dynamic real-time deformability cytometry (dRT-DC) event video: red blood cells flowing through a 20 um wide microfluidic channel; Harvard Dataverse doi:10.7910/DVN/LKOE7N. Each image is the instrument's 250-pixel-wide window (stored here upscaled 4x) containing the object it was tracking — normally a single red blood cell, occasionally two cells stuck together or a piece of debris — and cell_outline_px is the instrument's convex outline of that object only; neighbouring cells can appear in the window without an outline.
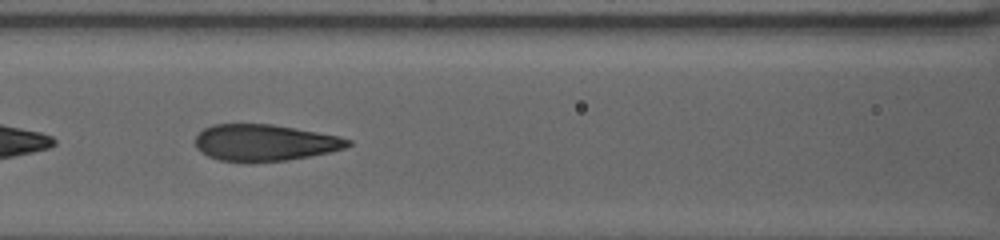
{"species": "human", "species_latin": "Homo sapiens", "temperature_condition": "warm", "stored_images_in_passage": 52, "segment_of_instrument_passage": [2, 2], "camera_frame_rate_fps": 3000, "um_per_image_px": 0.085, "donor": {"sex": "female"}, "frame": {"image": 1, "passage_image": 18, "time_ms": 13.0, "image_size_px": [1000, 240], "cell_outline_px": [[352, 144], [344, 148], [328, 152], [288, 160], [252, 164], [220, 160], [208, 156], [200, 152], [196, 148], [196, 136], [204, 128], [212, 124], [272, 124], [296, 128], [340, 136], [352, 140]], "centroid_in_image_um": [22.48, 12.14], "position_along_channel_um": 144.1, "area_um2": 32.95}}
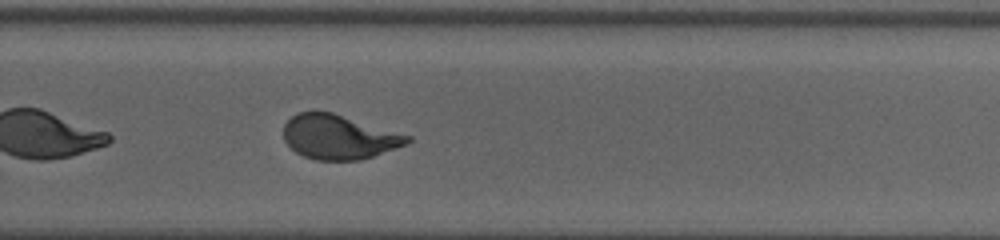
{"frame": {"image": 2, "passage_image": 36, "time_ms": 19.0, "image_size_px": [1000, 240], "cell_outline_px": [[412, 140], [408, 144], [360, 160], [316, 160], [304, 156], [296, 152], [284, 140], [284, 124], [296, 112], [332, 112], [412, 136]], "centroid_in_image_um": [28.82, 11.64], "position_along_channel_um": 301.0, "area_um2": 31.91}}
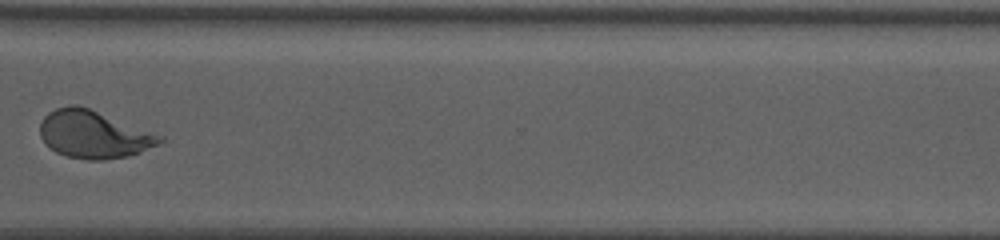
{"frame": {"image": 3, "passage_image": 41, "time_ms": 21.333, "image_size_px": [1000, 240], "cell_outline_px": [[164, 140], [140, 152], [128, 156], [100, 160], [88, 160], [68, 156], [56, 152], [40, 136], [40, 124], [44, 116], [48, 112], [56, 108], [72, 104], [76, 104], [88, 108], [164, 136]], "centroid_in_image_um": [7.95, 11.41], "position_along_channel_um": 362.7, "area_um2": 32.77}}